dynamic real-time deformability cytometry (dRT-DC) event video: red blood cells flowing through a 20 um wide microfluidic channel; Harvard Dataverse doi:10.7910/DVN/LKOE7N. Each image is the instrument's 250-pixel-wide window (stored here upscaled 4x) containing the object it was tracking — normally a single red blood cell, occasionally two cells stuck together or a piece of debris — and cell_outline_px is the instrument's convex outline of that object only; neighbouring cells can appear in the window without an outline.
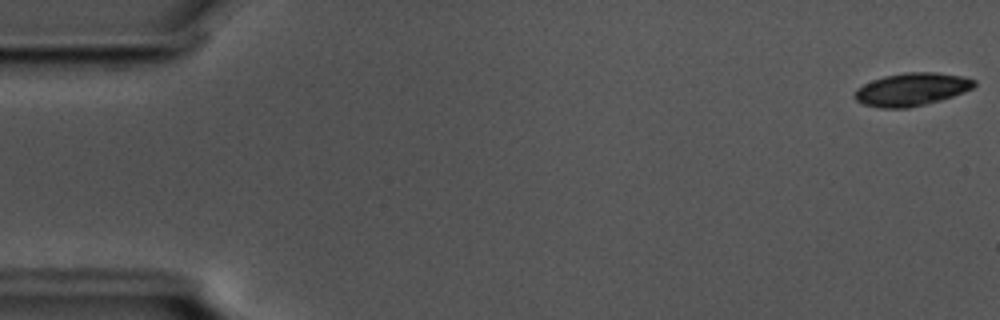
{"species": "common noctule bat (a hibernating species)", "species_latin": "Nyctalus noctula", "temperature_condition": "cold", "stored_images_in_passage": 56, "camera_frame_rate_fps": 3000, "um_per_image_px": 0.085, "animal": {"sex": "male", "body_mass_g": 17.5, "forearm_length_mm": 52.3}, "frame": {"image": 1, "passage_image": 1, "time_ms": 0.0, "image_size_px": [1000, 320], "cell_outline_px": [[976, 84], [972, 88], [964, 92], [940, 100], [908, 108], [880, 108], [864, 104], [856, 100], [856, 88], [872, 80], [884, 76], [904, 72], [936, 72], [960, 76], [976, 80]], "centroid_in_image_um": [77.49, 7.59], "position_along_channel_um": 7.5, "area_um2": 22.72}}
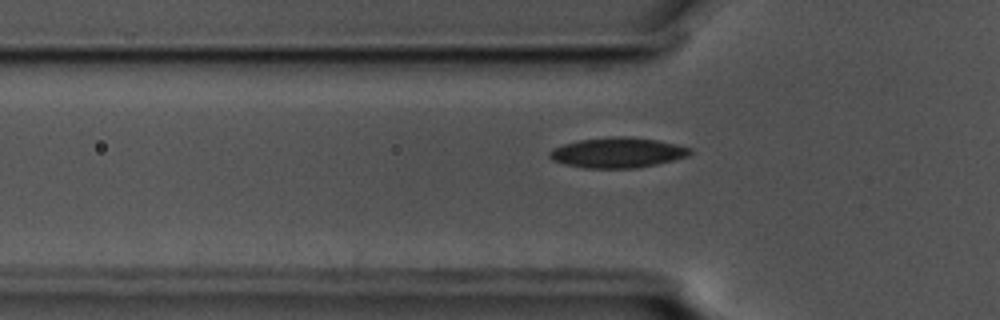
{"frame": {"image": 2, "passage_image": 18, "time_ms": 5.667, "image_size_px": [1000, 320], "cell_outline_px": [[692, 152], [688, 156], [656, 164], [636, 168], [584, 168], [564, 164], [552, 160], [548, 156], [548, 152], [552, 148], [564, 144], [580, 140], [616, 136], [628, 136], [656, 140], [676, 144], [692, 148]], "centroid_in_image_um": [52.47, 12.97], "position_along_channel_um": 73.3, "area_um2": 24.74}}
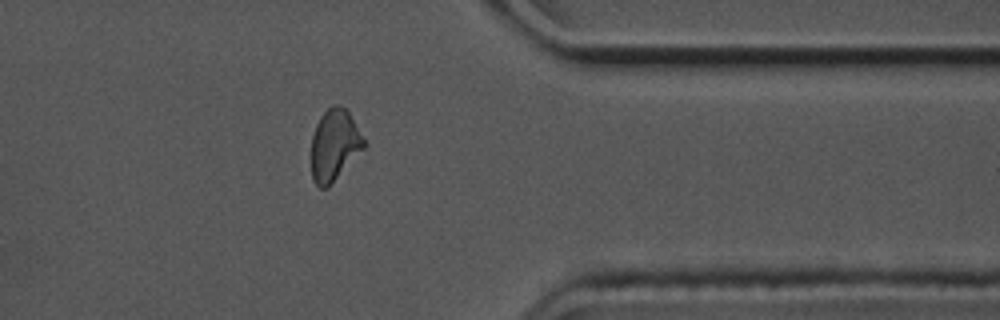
{"frame": {"image": 3, "passage_image": 45, "time_ms": 14.667, "image_size_px": [1000, 320], "cell_outline_px": [[368, 144], [328, 188], [320, 188], [312, 180], [312, 136], [316, 124], [320, 116], [332, 104], [336, 104], [344, 108], [348, 112]], "centroid_in_image_um": [28.43, 12.35], "position_along_channel_um": 383.0, "area_um2": 21.91}, "authors_computed_cell_mechanics": {"area_um2": 22.9466, "velocity_mm_per_s": 3.5777, "shape_relaxation_time_tau1_ms": 3.7618, "shape_relaxation_time_tau2_ms": 4.5468, "deformation_change_tau1": 0.1165, "deformation_change_tau2": 0.0997}}